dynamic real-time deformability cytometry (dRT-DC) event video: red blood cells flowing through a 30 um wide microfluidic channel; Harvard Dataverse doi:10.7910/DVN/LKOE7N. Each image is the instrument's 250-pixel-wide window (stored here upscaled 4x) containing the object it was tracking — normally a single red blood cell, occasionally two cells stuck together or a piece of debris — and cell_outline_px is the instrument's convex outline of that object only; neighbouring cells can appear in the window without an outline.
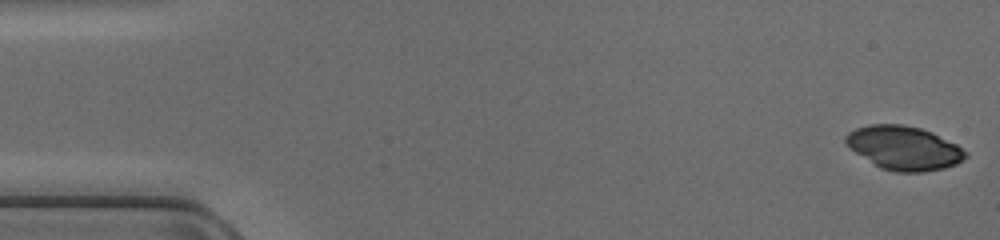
{"species": "common noctule bat (a hibernating species)", "species_latin": "Nyctalus noctula", "temperature_condition": "cold", "stored_images_in_passage": 47, "camera_frame_rate_fps": 3000, "um_per_image_px": 0.085, "animal": {"sex": "female", "body_mass_g": 17.0, "forearm_length_mm": 48.0}, "frame": {"image": 1, "passage_image": 1, "time_ms": 0.0, "image_size_px": [1000, 240], "cell_outline_px": [[968, 156], [956, 164], [944, 168], [924, 172], [896, 172], [880, 168], [848, 148], [844, 144], [844, 136], [848, 132], [856, 128], [868, 124], [904, 124], [920, 128], [932, 132], [956, 144], [968, 152]], "centroid_in_image_um": [76.8, 12.57], "position_along_channel_um": 8.2, "area_um2": 30.87}}